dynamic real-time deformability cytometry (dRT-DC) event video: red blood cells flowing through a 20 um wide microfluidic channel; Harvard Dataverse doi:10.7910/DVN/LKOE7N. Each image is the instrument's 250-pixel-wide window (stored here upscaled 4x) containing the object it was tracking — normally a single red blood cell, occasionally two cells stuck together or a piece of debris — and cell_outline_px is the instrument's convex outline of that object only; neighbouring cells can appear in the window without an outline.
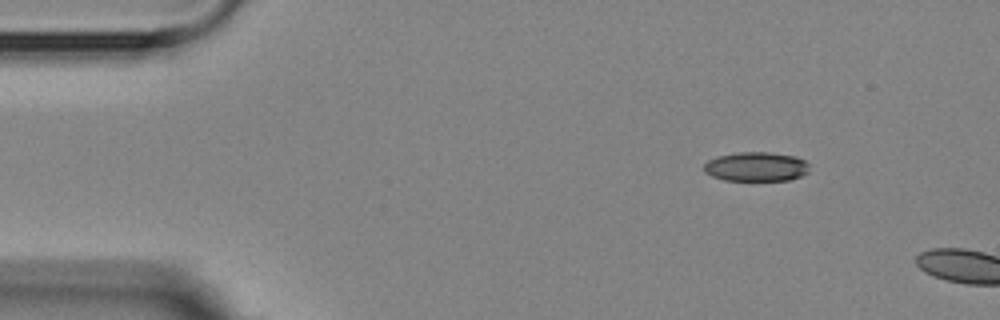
{"species": "Egyptian fruit bat (a non-hibernating species)", "species_latin": "Rousettus aegyptiacus", "temperature_condition": "room temperature", "stored_images_in_passage": 2, "camera_frame_rate_fps": 3000, "um_per_image_px": 0.085, "animal": {"sex": "female"}, "frame": {"image": 1, "passage_image": 1, "time_ms": 0.0, "image_size_px": [1000, 320], "cell_outline_px": [[808, 172], [800, 176], [788, 180], [724, 180], [712, 176], [704, 172], [704, 164], [708, 160], [716, 156], [736, 152], [768, 152], [796, 156], [804, 160], [808, 164]], "centroid_in_image_um": [64.25, 14.16], "position_along_channel_um": 20.8, "area_um2": 18.03}}